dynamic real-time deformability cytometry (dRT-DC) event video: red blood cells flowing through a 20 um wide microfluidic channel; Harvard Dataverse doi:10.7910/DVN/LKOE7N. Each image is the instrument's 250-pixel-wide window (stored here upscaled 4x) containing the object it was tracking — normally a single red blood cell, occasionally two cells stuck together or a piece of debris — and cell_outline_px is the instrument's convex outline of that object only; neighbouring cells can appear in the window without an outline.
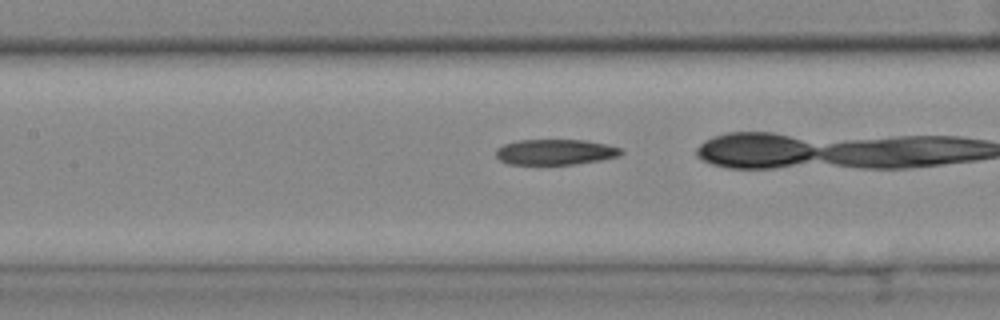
{"species": "common noctule bat (a hibernating species)", "species_latin": "Nyctalus noctula", "temperature_condition": "cold", "stored_images_in_passage": 16, "camera_frame_rate_fps": 3000, "um_per_image_px": 0.085, "animal": {"sex": "female", "body_mass_g": 25.1}, "frame": {"image": 1, "passage_image": 7, "time_ms": 2.0, "image_size_px": [1000, 320], "cell_outline_px": [[624, 152], [620, 156], [600, 160], [576, 164], [508, 164], [500, 160], [496, 156], [496, 148], [504, 144], [516, 140], [584, 140], [604, 144], [620, 148]], "centroid_in_image_um": [47.18, 12.92], "position_along_channel_um": 160.2, "area_um2": 18.61}}
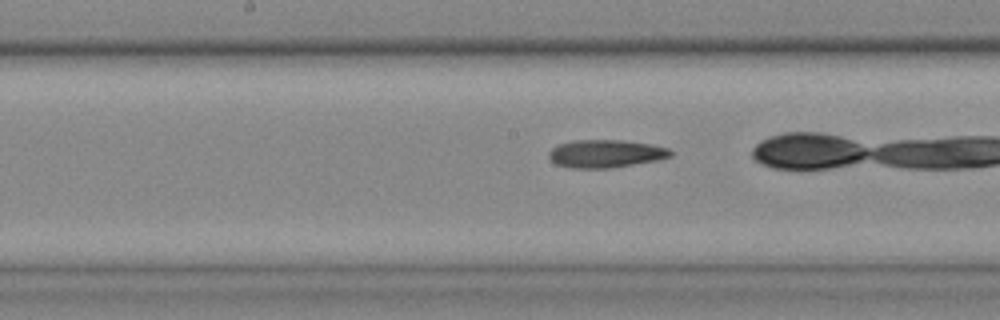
{"frame": {"image": 2, "passage_image": 10, "time_ms": 3.0, "image_size_px": [1000, 320], "cell_outline_px": [[672, 156], [656, 160], [612, 168], [572, 168], [556, 164], [548, 156], [548, 152], [552, 148], [560, 144], [572, 140], [624, 140], [652, 144], [668, 148], [672, 152]], "centroid_in_image_um": [51.48, 13.05], "position_along_channel_um": 196.7, "area_um2": 19.77}}